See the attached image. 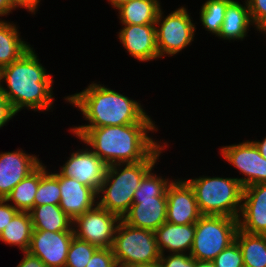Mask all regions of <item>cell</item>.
<instances>
[{"instance_id": "9c48e42d", "label": "cell", "mask_w": 266, "mask_h": 267, "mask_svg": "<svg viewBox=\"0 0 266 267\" xmlns=\"http://www.w3.org/2000/svg\"><path fill=\"white\" fill-rule=\"evenodd\" d=\"M122 219L98 204L73 220L74 236L97 246L111 248L117 227ZM77 227V228H76Z\"/></svg>"}, {"instance_id": "8fae6325", "label": "cell", "mask_w": 266, "mask_h": 267, "mask_svg": "<svg viewBox=\"0 0 266 267\" xmlns=\"http://www.w3.org/2000/svg\"><path fill=\"white\" fill-rule=\"evenodd\" d=\"M73 231L33 230L28 252L47 267H65Z\"/></svg>"}, {"instance_id": "d6a6232c", "label": "cell", "mask_w": 266, "mask_h": 267, "mask_svg": "<svg viewBox=\"0 0 266 267\" xmlns=\"http://www.w3.org/2000/svg\"><path fill=\"white\" fill-rule=\"evenodd\" d=\"M161 267H194V258L186 253H171L167 257L160 256Z\"/></svg>"}, {"instance_id": "f1b7e54d", "label": "cell", "mask_w": 266, "mask_h": 267, "mask_svg": "<svg viewBox=\"0 0 266 267\" xmlns=\"http://www.w3.org/2000/svg\"><path fill=\"white\" fill-rule=\"evenodd\" d=\"M150 169L143 179L141 180L139 187L134 193L133 199H154V197H167L166 191L171 183L168 179H163L153 174Z\"/></svg>"}, {"instance_id": "b9f144b4", "label": "cell", "mask_w": 266, "mask_h": 267, "mask_svg": "<svg viewBox=\"0 0 266 267\" xmlns=\"http://www.w3.org/2000/svg\"><path fill=\"white\" fill-rule=\"evenodd\" d=\"M130 267H161V266H160L159 261H155V262L147 263V264H136V265H132Z\"/></svg>"}, {"instance_id": "603a6c76", "label": "cell", "mask_w": 266, "mask_h": 267, "mask_svg": "<svg viewBox=\"0 0 266 267\" xmlns=\"http://www.w3.org/2000/svg\"><path fill=\"white\" fill-rule=\"evenodd\" d=\"M235 241L242 252L244 267H266L265 234H251L238 228Z\"/></svg>"}, {"instance_id": "2e32d148", "label": "cell", "mask_w": 266, "mask_h": 267, "mask_svg": "<svg viewBox=\"0 0 266 267\" xmlns=\"http://www.w3.org/2000/svg\"><path fill=\"white\" fill-rule=\"evenodd\" d=\"M119 32L120 42L124 48L139 61L159 58L155 24H123Z\"/></svg>"}, {"instance_id": "8d00e7d4", "label": "cell", "mask_w": 266, "mask_h": 267, "mask_svg": "<svg viewBox=\"0 0 266 267\" xmlns=\"http://www.w3.org/2000/svg\"><path fill=\"white\" fill-rule=\"evenodd\" d=\"M17 267H47L38 257L31 255L28 251L24 252L22 261Z\"/></svg>"}, {"instance_id": "e575fe53", "label": "cell", "mask_w": 266, "mask_h": 267, "mask_svg": "<svg viewBox=\"0 0 266 267\" xmlns=\"http://www.w3.org/2000/svg\"><path fill=\"white\" fill-rule=\"evenodd\" d=\"M17 212L18 210L12 204H7L5 199H0V233L11 222Z\"/></svg>"}, {"instance_id": "1f68e13d", "label": "cell", "mask_w": 266, "mask_h": 267, "mask_svg": "<svg viewBox=\"0 0 266 267\" xmlns=\"http://www.w3.org/2000/svg\"><path fill=\"white\" fill-rule=\"evenodd\" d=\"M252 24L259 31L266 25V0H246Z\"/></svg>"}, {"instance_id": "7c38bea8", "label": "cell", "mask_w": 266, "mask_h": 267, "mask_svg": "<svg viewBox=\"0 0 266 267\" xmlns=\"http://www.w3.org/2000/svg\"><path fill=\"white\" fill-rule=\"evenodd\" d=\"M166 222L178 225L195 224L202 216L195 194L185 180H172L167 191Z\"/></svg>"}, {"instance_id": "4316f807", "label": "cell", "mask_w": 266, "mask_h": 267, "mask_svg": "<svg viewBox=\"0 0 266 267\" xmlns=\"http://www.w3.org/2000/svg\"><path fill=\"white\" fill-rule=\"evenodd\" d=\"M40 164V181L34 199V206L59 205L61 191L59 187V173H48L46 166Z\"/></svg>"}, {"instance_id": "7bdbcfd3", "label": "cell", "mask_w": 266, "mask_h": 267, "mask_svg": "<svg viewBox=\"0 0 266 267\" xmlns=\"http://www.w3.org/2000/svg\"><path fill=\"white\" fill-rule=\"evenodd\" d=\"M113 7L119 8L122 4L129 2L131 0H108Z\"/></svg>"}, {"instance_id": "836d02e7", "label": "cell", "mask_w": 266, "mask_h": 267, "mask_svg": "<svg viewBox=\"0 0 266 267\" xmlns=\"http://www.w3.org/2000/svg\"><path fill=\"white\" fill-rule=\"evenodd\" d=\"M115 263L112 248H98L85 267H113Z\"/></svg>"}, {"instance_id": "4dcf8cb0", "label": "cell", "mask_w": 266, "mask_h": 267, "mask_svg": "<svg viewBox=\"0 0 266 267\" xmlns=\"http://www.w3.org/2000/svg\"><path fill=\"white\" fill-rule=\"evenodd\" d=\"M215 267H244L242 252L234 241L212 261Z\"/></svg>"}, {"instance_id": "484cf974", "label": "cell", "mask_w": 266, "mask_h": 267, "mask_svg": "<svg viewBox=\"0 0 266 267\" xmlns=\"http://www.w3.org/2000/svg\"><path fill=\"white\" fill-rule=\"evenodd\" d=\"M40 181V165L27 177L21 180L7 195V202L13 201L12 205L18 211L29 212L34 207V199Z\"/></svg>"}, {"instance_id": "e0dca14e", "label": "cell", "mask_w": 266, "mask_h": 267, "mask_svg": "<svg viewBox=\"0 0 266 267\" xmlns=\"http://www.w3.org/2000/svg\"><path fill=\"white\" fill-rule=\"evenodd\" d=\"M59 187L61 201L59 207L72 221L78 216L92 209L97 204V193L76 179L66 177L59 173Z\"/></svg>"}, {"instance_id": "83f0119b", "label": "cell", "mask_w": 266, "mask_h": 267, "mask_svg": "<svg viewBox=\"0 0 266 267\" xmlns=\"http://www.w3.org/2000/svg\"><path fill=\"white\" fill-rule=\"evenodd\" d=\"M232 0H207L201 8L200 21L207 31L219 34L223 24L225 11Z\"/></svg>"}, {"instance_id": "8992f818", "label": "cell", "mask_w": 266, "mask_h": 267, "mask_svg": "<svg viewBox=\"0 0 266 267\" xmlns=\"http://www.w3.org/2000/svg\"><path fill=\"white\" fill-rule=\"evenodd\" d=\"M238 228V219L202 215L195 223V236L189 254L197 260L213 261L235 241Z\"/></svg>"}, {"instance_id": "cb8c5ba5", "label": "cell", "mask_w": 266, "mask_h": 267, "mask_svg": "<svg viewBox=\"0 0 266 267\" xmlns=\"http://www.w3.org/2000/svg\"><path fill=\"white\" fill-rule=\"evenodd\" d=\"M13 23L0 20V69L19 59L31 47L20 39Z\"/></svg>"}, {"instance_id": "277c9868", "label": "cell", "mask_w": 266, "mask_h": 267, "mask_svg": "<svg viewBox=\"0 0 266 267\" xmlns=\"http://www.w3.org/2000/svg\"><path fill=\"white\" fill-rule=\"evenodd\" d=\"M164 147L159 145L145 160L138 163L109 165L97 192V197L102 194L97 204L122 219L133 204L134 193L141 180L150 169L154 168ZM122 165H125L123 169L120 168Z\"/></svg>"}, {"instance_id": "ee69618b", "label": "cell", "mask_w": 266, "mask_h": 267, "mask_svg": "<svg viewBox=\"0 0 266 267\" xmlns=\"http://www.w3.org/2000/svg\"><path fill=\"white\" fill-rule=\"evenodd\" d=\"M113 267H130V266L119 264V263H115V265Z\"/></svg>"}, {"instance_id": "7a4b0ae2", "label": "cell", "mask_w": 266, "mask_h": 267, "mask_svg": "<svg viewBox=\"0 0 266 267\" xmlns=\"http://www.w3.org/2000/svg\"><path fill=\"white\" fill-rule=\"evenodd\" d=\"M4 79L7 88L1 84ZM52 83L33 48L0 69V88L16 114L23 107L34 111L50 110L53 103Z\"/></svg>"}, {"instance_id": "ffe728a7", "label": "cell", "mask_w": 266, "mask_h": 267, "mask_svg": "<svg viewBox=\"0 0 266 267\" xmlns=\"http://www.w3.org/2000/svg\"><path fill=\"white\" fill-rule=\"evenodd\" d=\"M29 213L33 230L52 232L73 231L72 219L64 213L59 205L34 206Z\"/></svg>"}, {"instance_id": "74e56055", "label": "cell", "mask_w": 266, "mask_h": 267, "mask_svg": "<svg viewBox=\"0 0 266 267\" xmlns=\"http://www.w3.org/2000/svg\"><path fill=\"white\" fill-rule=\"evenodd\" d=\"M15 7H24L29 12L35 13L40 0H10Z\"/></svg>"}, {"instance_id": "ab89813d", "label": "cell", "mask_w": 266, "mask_h": 267, "mask_svg": "<svg viewBox=\"0 0 266 267\" xmlns=\"http://www.w3.org/2000/svg\"><path fill=\"white\" fill-rule=\"evenodd\" d=\"M253 143L259 149L260 154L266 159V137L261 142L253 141Z\"/></svg>"}, {"instance_id": "d6986e66", "label": "cell", "mask_w": 266, "mask_h": 267, "mask_svg": "<svg viewBox=\"0 0 266 267\" xmlns=\"http://www.w3.org/2000/svg\"><path fill=\"white\" fill-rule=\"evenodd\" d=\"M154 233L161 255H164L166 249L173 254L186 253L187 250L190 253L195 224L178 225L165 222Z\"/></svg>"}, {"instance_id": "3957f363", "label": "cell", "mask_w": 266, "mask_h": 267, "mask_svg": "<svg viewBox=\"0 0 266 267\" xmlns=\"http://www.w3.org/2000/svg\"><path fill=\"white\" fill-rule=\"evenodd\" d=\"M65 100L78 107L85 120L90 122L74 128L154 123L140 103L94 82L82 92L68 96Z\"/></svg>"}, {"instance_id": "5bb4252c", "label": "cell", "mask_w": 266, "mask_h": 267, "mask_svg": "<svg viewBox=\"0 0 266 267\" xmlns=\"http://www.w3.org/2000/svg\"><path fill=\"white\" fill-rule=\"evenodd\" d=\"M242 201L241 215L238 217L239 229L251 234L266 235V183L245 187Z\"/></svg>"}, {"instance_id": "f35d334b", "label": "cell", "mask_w": 266, "mask_h": 267, "mask_svg": "<svg viewBox=\"0 0 266 267\" xmlns=\"http://www.w3.org/2000/svg\"><path fill=\"white\" fill-rule=\"evenodd\" d=\"M15 8L16 7L11 3L10 0H0V16L7 15Z\"/></svg>"}, {"instance_id": "ac0fdd59", "label": "cell", "mask_w": 266, "mask_h": 267, "mask_svg": "<svg viewBox=\"0 0 266 267\" xmlns=\"http://www.w3.org/2000/svg\"><path fill=\"white\" fill-rule=\"evenodd\" d=\"M167 197L133 199L129 212L122 220L129 226L155 232L166 222Z\"/></svg>"}, {"instance_id": "30bf717a", "label": "cell", "mask_w": 266, "mask_h": 267, "mask_svg": "<svg viewBox=\"0 0 266 267\" xmlns=\"http://www.w3.org/2000/svg\"><path fill=\"white\" fill-rule=\"evenodd\" d=\"M221 154L245 175V178H237L243 188L266 183V159L260 154L253 141L222 147Z\"/></svg>"}, {"instance_id": "d590c367", "label": "cell", "mask_w": 266, "mask_h": 267, "mask_svg": "<svg viewBox=\"0 0 266 267\" xmlns=\"http://www.w3.org/2000/svg\"><path fill=\"white\" fill-rule=\"evenodd\" d=\"M16 113L0 88V128L3 127Z\"/></svg>"}, {"instance_id": "ba28073f", "label": "cell", "mask_w": 266, "mask_h": 267, "mask_svg": "<svg viewBox=\"0 0 266 267\" xmlns=\"http://www.w3.org/2000/svg\"><path fill=\"white\" fill-rule=\"evenodd\" d=\"M162 12L160 9L155 22L156 26L159 25L156 27V37L160 58L165 54L175 55L186 48L193 41L196 29L185 7L170 13L163 21Z\"/></svg>"}, {"instance_id": "7402d4cb", "label": "cell", "mask_w": 266, "mask_h": 267, "mask_svg": "<svg viewBox=\"0 0 266 267\" xmlns=\"http://www.w3.org/2000/svg\"><path fill=\"white\" fill-rule=\"evenodd\" d=\"M119 17L122 24H155L161 9L157 0H131L119 8Z\"/></svg>"}, {"instance_id": "f6af8a7d", "label": "cell", "mask_w": 266, "mask_h": 267, "mask_svg": "<svg viewBox=\"0 0 266 267\" xmlns=\"http://www.w3.org/2000/svg\"><path fill=\"white\" fill-rule=\"evenodd\" d=\"M260 31L266 34V25Z\"/></svg>"}, {"instance_id": "4fadbf2b", "label": "cell", "mask_w": 266, "mask_h": 267, "mask_svg": "<svg viewBox=\"0 0 266 267\" xmlns=\"http://www.w3.org/2000/svg\"><path fill=\"white\" fill-rule=\"evenodd\" d=\"M108 165L90 149L76 151L69 160L61 166L60 173L66 177L76 179L96 193L105 178Z\"/></svg>"}, {"instance_id": "d4e9b609", "label": "cell", "mask_w": 266, "mask_h": 267, "mask_svg": "<svg viewBox=\"0 0 266 267\" xmlns=\"http://www.w3.org/2000/svg\"><path fill=\"white\" fill-rule=\"evenodd\" d=\"M33 232L29 212L18 211L11 222L0 233V240L5 244L15 245L23 252L29 250Z\"/></svg>"}, {"instance_id": "9a60e30c", "label": "cell", "mask_w": 266, "mask_h": 267, "mask_svg": "<svg viewBox=\"0 0 266 267\" xmlns=\"http://www.w3.org/2000/svg\"><path fill=\"white\" fill-rule=\"evenodd\" d=\"M41 162L23 150L0 153V199H5L12 189Z\"/></svg>"}, {"instance_id": "6da1fadb", "label": "cell", "mask_w": 266, "mask_h": 267, "mask_svg": "<svg viewBox=\"0 0 266 267\" xmlns=\"http://www.w3.org/2000/svg\"><path fill=\"white\" fill-rule=\"evenodd\" d=\"M155 123H133L98 128H72L82 142L108 166L138 163L145 160L160 144L148 136Z\"/></svg>"}, {"instance_id": "f546056e", "label": "cell", "mask_w": 266, "mask_h": 267, "mask_svg": "<svg viewBox=\"0 0 266 267\" xmlns=\"http://www.w3.org/2000/svg\"><path fill=\"white\" fill-rule=\"evenodd\" d=\"M97 249V246L73 236L65 267H85Z\"/></svg>"}, {"instance_id": "44dd1931", "label": "cell", "mask_w": 266, "mask_h": 267, "mask_svg": "<svg viewBox=\"0 0 266 267\" xmlns=\"http://www.w3.org/2000/svg\"><path fill=\"white\" fill-rule=\"evenodd\" d=\"M251 23L247 1L243 6L239 2L232 0L226 8L224 21L217 37L227 40H242L246 37V32L249 30L248 27Z\"/></svg>"}, {"instance_id": "60d3db41", "label": "cell", "mask_w": 266, "mask_h": 267, "mask_svg": "<svg viewBox=\"0 0 266 267\" xmlns=\"http://www.w3.org/2000/svg\"><path fill=\"white\" fill-rule=\"evenodd\" d=\"M194 267H215L212 261L197 260L194 258Z\"/></svg>"}, {"instance_id": "5b68a950", "label": "cell", "mask_w": 266, "mask_h": 267, "mask_svg": "<svg viewBox=\"0 0 266 267\" xmlns=\"http://www.w3.org/2000/svg\"><path fill=\"white\" fill-rule=\"evenodd\" d=\"M186 181L194 191L202 215L238 219L244 188L237 178L203 176Z\"/></svg>"}, {"instance_id": "52a82bcc", "label": "cell", "mask_w": 266, "mask_h": 267, "mask_svg": "<svg viewBox=\"0 0 266 267\" xmlns=\"http://www.w3.org/2000/svg\"><path fill=\"white\" fill-rule=\"evenodd\" d=\"M111 248L116 263L128 266L159 261L161 256L153 231L129 226L123 220Z\"/></svg>"}]
</instances>
